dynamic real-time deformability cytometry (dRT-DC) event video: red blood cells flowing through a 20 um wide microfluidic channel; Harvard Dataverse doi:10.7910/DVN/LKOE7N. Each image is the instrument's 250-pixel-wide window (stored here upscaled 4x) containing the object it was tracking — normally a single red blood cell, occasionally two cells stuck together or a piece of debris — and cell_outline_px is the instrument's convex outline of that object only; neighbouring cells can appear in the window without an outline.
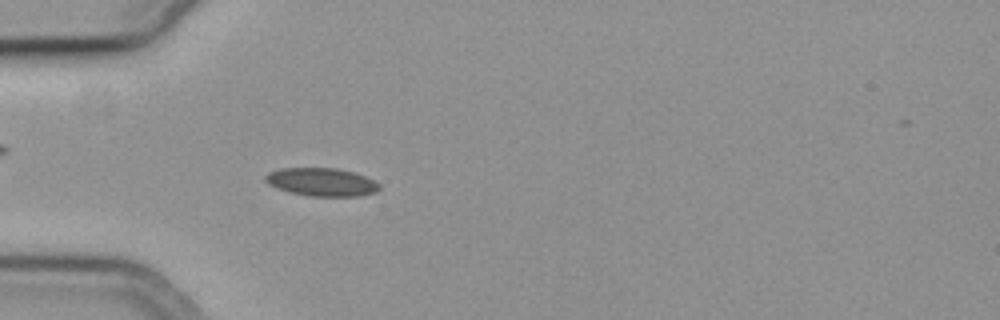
{"species": "common noctule bat (a hibernating species)", "species_latin": "Nyctalus noctula", "temperature_condition": "cold", "stored_images_in_passage": 48, "camera_frame_rate_fps": 3000, "um_per_image_px": 0.085, "animal": {"sex": "female", "body_mass_g": 19.3, "forearm_length_mm": 54.1}, "frame": {"image": 1, "passage_image": 9, "time_ms": 2.667, "image_size_px": [1000, 320], "cell_outline_px": [[380, 188], [376, 192], [360, 196], [308, 196], [288, 192], [276, 188], [268, 184], [264, 180], [264, 176], [268, 172], [280, 168], [336, 168], [352, 172], [364, 176], [380, 184]], "centroid_in_image_um": [27.29, 15.48], "position_along_channel_um": 57.7, "area_um2": 18.79}}
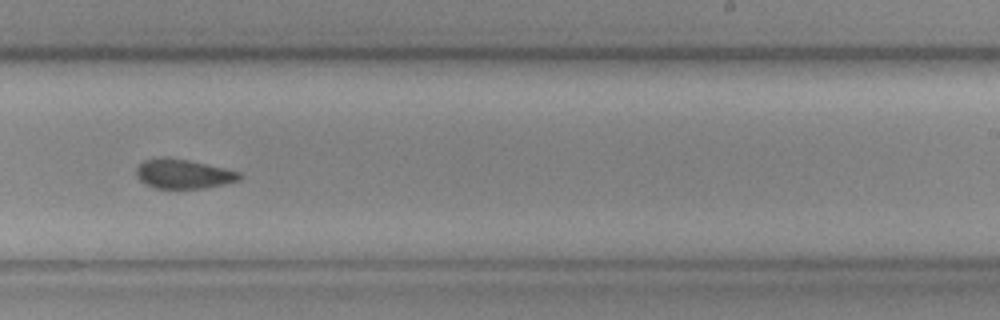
{"frame": {"image": 2, "passage_image": 27, "time_ms": 8.667, "image_size_px": [1000, 320], "cell_outline_px": [[240, 180], [224, 184], [204, 188], [156, 188], [144, 184], [136, 176], [136, 168], [144, 160], [164, 156], [188, 160], [224, 168], [240, 172]], "centroid_in_image_um": [15.55, 14.78], "position_along_channel_um": 273.5, "area_um2": 17.63}}
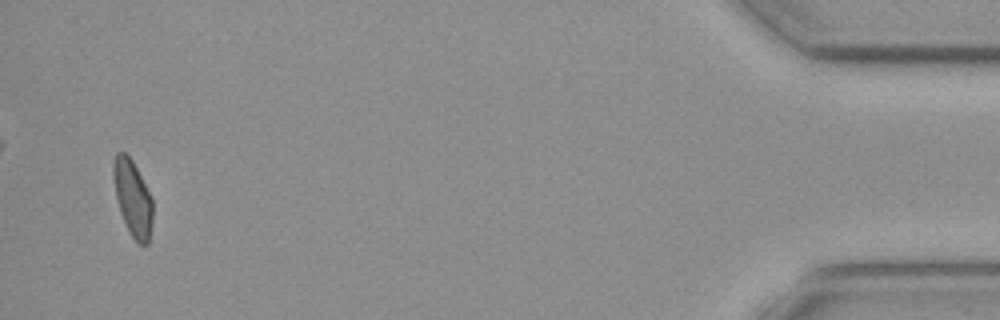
{"frame": {"image": 3, "passage_image": 46, "time_ms": 15.0, "image_size_px": [1000, 320], "cell_outline_px": [[152, 220], [148, 244], [140, 244], [132, 236], [120, 212], [116, 196], [112, 176], [112, 160], [116, 152], [124, 152], [132, 160], [152, 196]], "centroid_in_image_um": [11.26, 16.78], "position_along_channel_um": 423.9, "area_um2": 17.34}}